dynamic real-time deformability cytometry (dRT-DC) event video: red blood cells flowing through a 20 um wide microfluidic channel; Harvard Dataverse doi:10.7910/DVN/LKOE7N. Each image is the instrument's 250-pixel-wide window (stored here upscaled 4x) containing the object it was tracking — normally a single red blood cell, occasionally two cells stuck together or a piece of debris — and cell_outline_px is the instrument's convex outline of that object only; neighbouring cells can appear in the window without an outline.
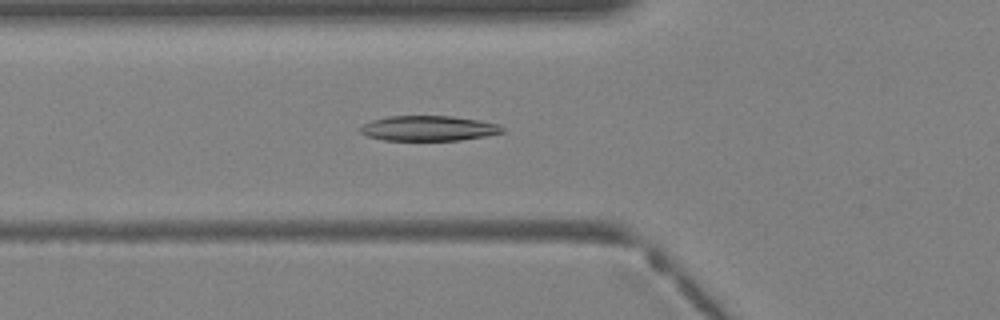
{"species": "Egyptian fruit bat (a non-hibernating species)", "species_latin": "Rousettus aegyptiacus", "temperature_condition": "warm", "stored_images_in_passage": 31, "camera_frame_rate_fps": 3000, "um_per_image_px": 0.085, "animal": {"sex": "female"}, "frame": {"image": 1, "passage_image": 6, "time_ms": 1.667, "image_size_px": [1000, 320], "cell_outline_px": [[504, 132], [488, 136], [460, 140], [384, 140], [368, 136], [360, 132], [360, 128], [364, 124], [372, 120], [388, 116], [452, 116], [480, 120], [496, 124], [504, 128]], "centroid_in_image_um": [36.45, 10.9], "position_along_channel_um": 89.3, "area_um2": 20.75}}
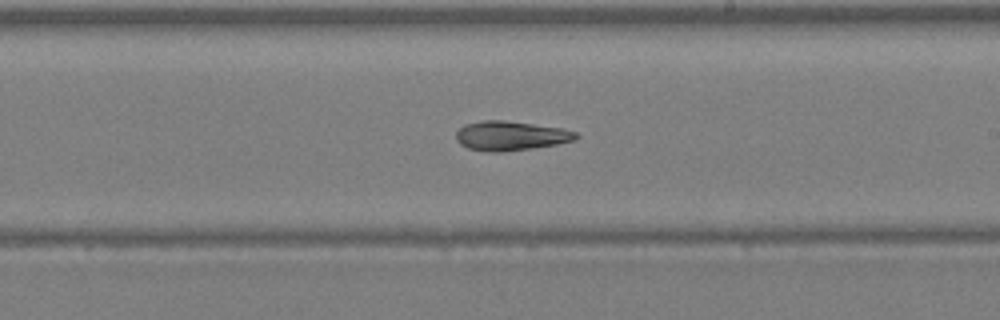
{"frame": {"image": 2, "passage_image": 15, "time_ms": 4.667, "image_size_px": [1000, 320], "cell_outline_px": [[580, 136], [576, 140], [556, 144], [532, 148], [504, 152], [484, 152], [468, 148], [460, 144], [456, 140], [456, 132], [464, 124], [484, 120], [504, 120], [560, 128], [576, 132]], "centroid_in_image_um": [43.38, 11.55], "position_along_channel_um": 245.6, "area_um2": 20.58}}
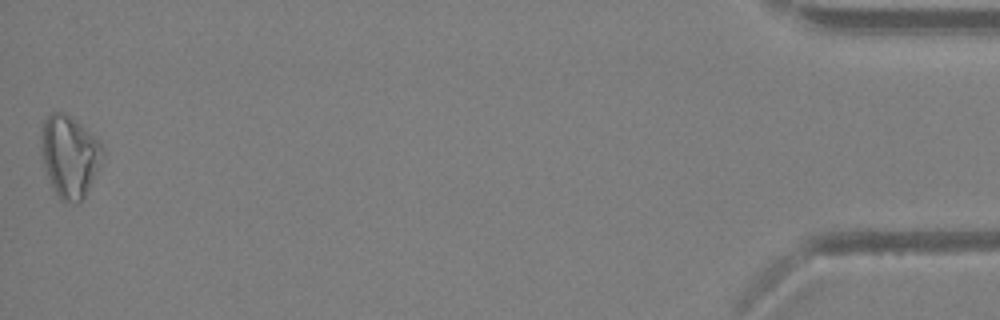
{"frame": {"image": 3, "passage_image": 31, "time_ms": 10.0, "image_size_px": [1000, 320], "cell_outline_px": [[104, 156], [84, 196], [76, 204], [60, 200], [52, 188], [44, 164], [40, 148], [40, 136], [44, 120], [52, 112], [64, 112], [76, 120], [100, 140], [104, 148]], "centroid_in_image_um": [5.91, 13.25], "position_along_channel_um": 429.3, "area_um2": 29.36}}